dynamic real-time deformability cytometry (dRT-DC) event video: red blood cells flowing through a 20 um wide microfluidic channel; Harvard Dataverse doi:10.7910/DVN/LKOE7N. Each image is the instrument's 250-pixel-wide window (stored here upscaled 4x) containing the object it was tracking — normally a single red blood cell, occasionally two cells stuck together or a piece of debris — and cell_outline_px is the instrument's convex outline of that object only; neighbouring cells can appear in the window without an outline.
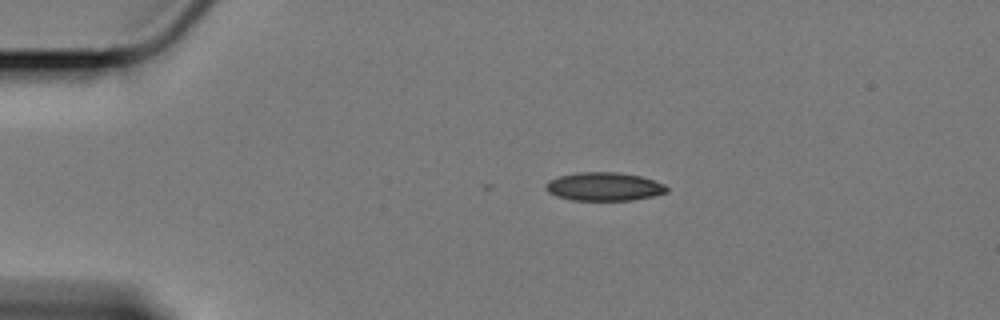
{"species": "Egyptian fruit bat (a non-hibernating species)", "species_latin": "Rousettus aegyptiacus", "temperature_condition": "cold", "stored_images_in_passage": 4, "camera_frame_rate_fps": 3000, "um_per_image_px": 0.085, "animal": {"sex": "female"}, "frame": {"image": 1, "passage_image": 1, "time_ms": 0.0, "image_size_px": [1000, 320], "cell_outline_px": [[668, 192], [652, 196], [632, 200], [572, 200], [556, 196], [548, 192], [544, 188], [544, 184], [548, 180], [560, 176], [576, 172], [616, 172], [640, 176], [664, 184], [668, 188]], "centroid_in_image_um": [51.3, 15.86], "position_along_channel_um": 33.7, "area_um2": 20.06}}